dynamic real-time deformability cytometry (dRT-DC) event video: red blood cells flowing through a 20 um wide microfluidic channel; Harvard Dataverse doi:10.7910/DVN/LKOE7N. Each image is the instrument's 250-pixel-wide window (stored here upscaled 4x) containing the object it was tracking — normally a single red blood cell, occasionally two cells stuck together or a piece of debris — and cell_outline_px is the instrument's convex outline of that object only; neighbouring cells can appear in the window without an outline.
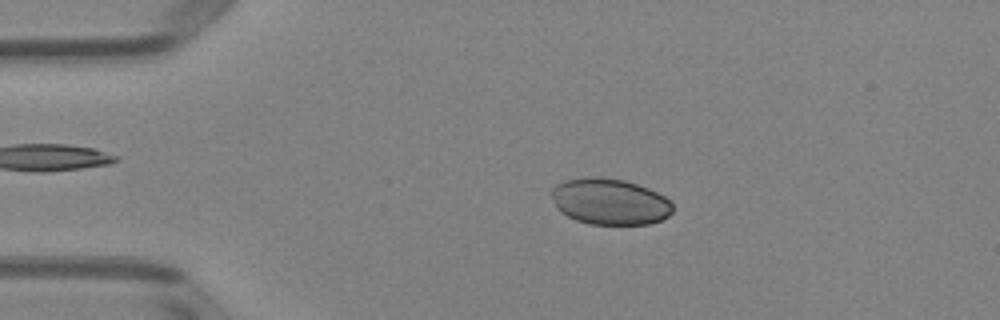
{"species": "Egyptian fruit bat (a non-hibernating species)", "species_latin": "Rousettus aegyptiacus", "temperature_condition": "room temperature", "stored_images_in_passage": 50, "camera_frame_rate_fps": 3000, "um_per_image_px": 0.085, "animal": {"sex": "female"}, "frame": {"image": 1, "passage_image": 10, "time_ms": 3.0, "image_size_px": [1000, 320], "cell_outline_px": [[672, 212], [668, 216], [660, 220], [648, 224], [588, 224], [576, 220], [560, 212], [556, 208], [552, 196], [552, 188], [556, 184], [564, 180], [584, 176], [596, 176], [624, 180], [648, 188], [664, 196], [672, 204]], "centroid_in_image_um": [51.79, 17.12], "position_along_channel_um": 33.2, "area_um2": 32.71}}
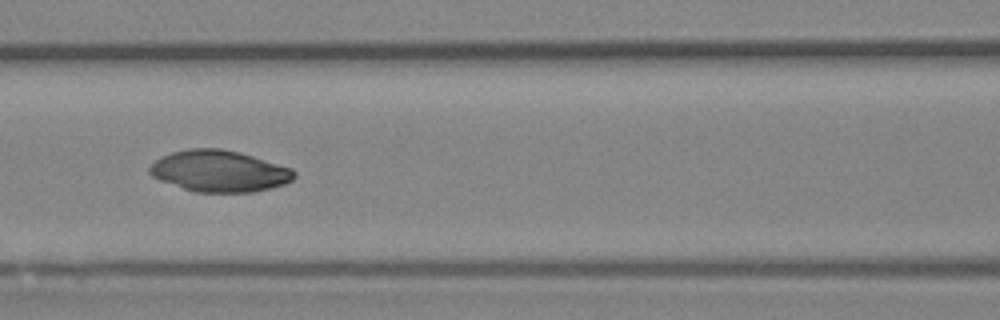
{"frame": {"image": 2, "passage_image": 22, "time_ms": 7.0, "image_size_px": [1000, 320], "cell_outline_px": [[296, 176], [292, 180], [284, 184], [252, 192], [192, 192], [160, 180], [152, 176], [148, 172], [148, 168], [160, 156], [172, 152], [188, 148], [220, 148], [240, 152], [292, 168], [296, 172]], "centroid_in_image_um": [18.62, 14.54], "position_along_channel_um": 148.0, "area_um2": 35.03}}
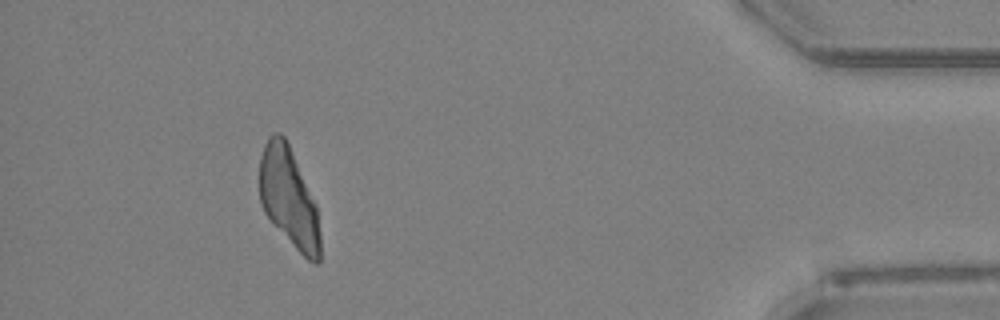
{"frame": {"image": 3, "passage_image": 46, "time_ms": 15.0, "image_size_px": [1000, 320], "cell_outline_px": [[320, 260], [316, 264], [308, 260], [296, 248], [264, 212], [260, 204], [260, 156], [264, 144], [268, 136], [272, 132], [280, 132], [284, 136], [288, 144], [316, 204], [320, 236]], "centroid_in_image_um": [24.54, 16.77], "position_along_channel_um": 410.7, "area_um2": 34.56}}